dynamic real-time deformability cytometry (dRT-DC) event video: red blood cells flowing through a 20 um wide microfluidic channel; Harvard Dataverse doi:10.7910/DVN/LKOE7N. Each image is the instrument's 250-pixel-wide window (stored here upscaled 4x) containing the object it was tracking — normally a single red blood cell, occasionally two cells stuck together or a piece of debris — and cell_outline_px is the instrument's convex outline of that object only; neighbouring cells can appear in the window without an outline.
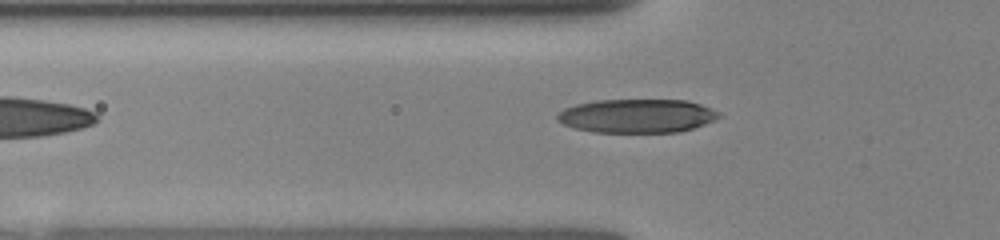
{"species": "human", "species_latin": "Homo sapiens", "temperature_condition": "room temperature", "stored_images_in_passage": 11, "camera_frame_rate_fps": 3000, "um_per_image_px": 0.085, "donor": {"sex": "female"}, "frame": {"image": 1, "passage_image": 11, "time_ms": 5.0, "image_size_px": [1000, 240], "cell_outline_px": [[720, 116], [704, 124], [680, 132], [596, 132], [576, 128], [564, 124], [556, 120], [556, 116], [564, 108], [576, 104], [596, 100], [688, 100], [700, 104], [720, 112]], "centroid_in_image_um": [54.13, 9.84], "position_along_channel_um": 71.7, "area_um2": 31.62}}